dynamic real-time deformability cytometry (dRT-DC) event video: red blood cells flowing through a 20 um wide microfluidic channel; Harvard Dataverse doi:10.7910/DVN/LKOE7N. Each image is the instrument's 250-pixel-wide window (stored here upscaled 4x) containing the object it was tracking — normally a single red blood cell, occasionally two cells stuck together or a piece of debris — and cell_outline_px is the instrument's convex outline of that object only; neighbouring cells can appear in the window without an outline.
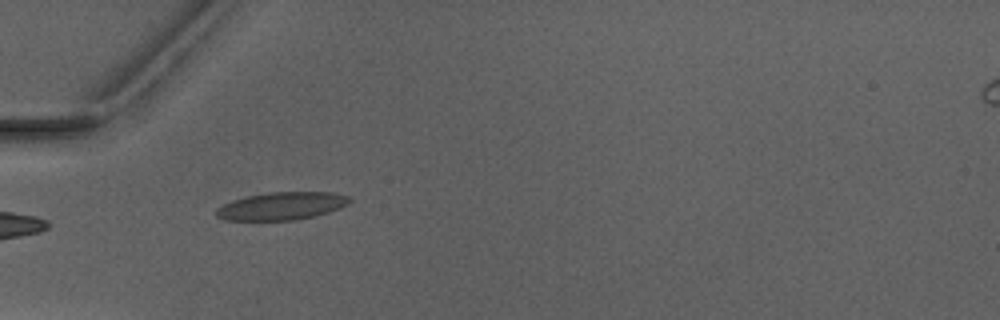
{"species": "Egyptian fruit bat (a non-hibernating species)", "species_latin": "Rousettus aegyptiacus", "temperature_condition": "warm", "stored_images_in_passage": 6, "camera_frame_rate_fps": 3000, "um_per_image_px": 0.085, "animal": {"sex": "male"}, "frame": {"image": 1, "passage_image": 5, "time_ms": 5.0, "image_size_px": [1000, 320], "cell_outline_px": [[352, 200], [348, 204], [340, 208], [316, 216], [292, 220], [224, 220], [216, 216], [216, 208], [232, 200], [244, 196], [268, 192], [332, 192], [348, 196]], "centroid_in_image_um": [23.93, 17.5], "position_along_channel_um": 61.1, "area_um2": 21.68}}
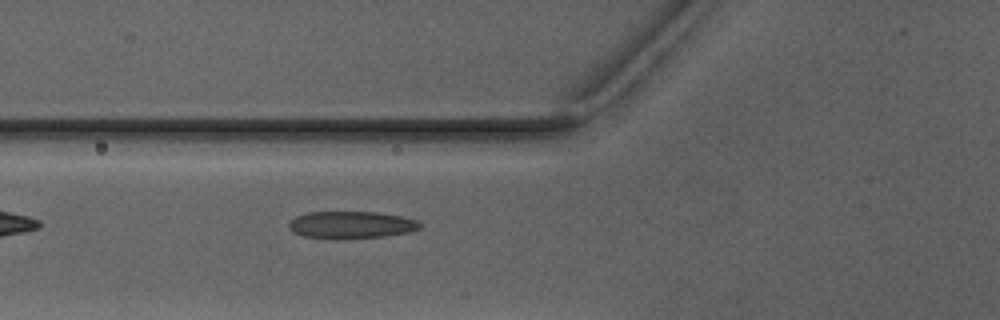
{"frame": {"image": 2, "passage_image": 6, "time_ms": 6.0, "image_size_px": [1000, 320], "cell_outline_px": [[424, 224], [420, 228], [408, 232], [384, 236], [336, 240], [304, 236], [296, 232], [288, 224], [296, 216], [308, 212], [380, 212], [400, 216], [416, 220]], "centroid_in_image_um": [29.89, 19.12], "position_along_channel_um": 95.9, "area_um2": 20.81}}